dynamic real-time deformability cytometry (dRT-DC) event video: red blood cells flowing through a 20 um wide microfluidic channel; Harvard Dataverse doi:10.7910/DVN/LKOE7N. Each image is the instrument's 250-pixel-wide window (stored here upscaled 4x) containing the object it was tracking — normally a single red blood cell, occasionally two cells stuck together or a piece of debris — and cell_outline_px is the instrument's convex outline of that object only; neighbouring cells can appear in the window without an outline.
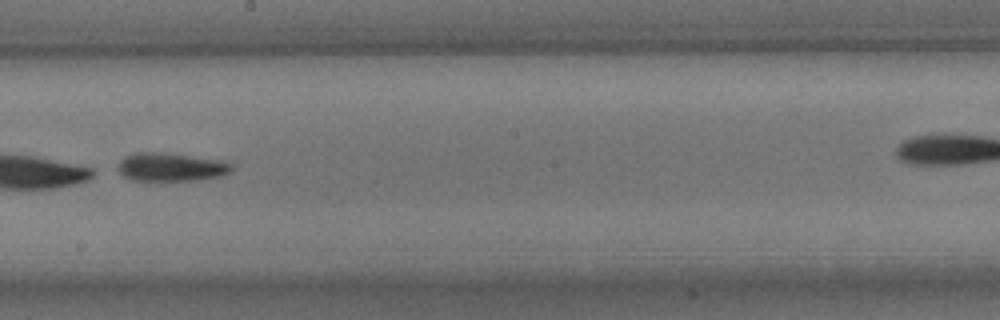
{"species": "common noctule bat (a hibernating species)", "species_latin": "Nyctalus noctula", "temperature_condition": "room temperature", "stored_images_in_passage": 43, "camera_frame_rate_fps": 3000, "um_per_image_px": 0.085, "animal": {"sex": "male", "body_mass_g": 15.6}, "frame": {"image": 1, "passage_image": 28, "time_ms": 9.0, "image_size_px": [1000, 320], "cell_outline_px": [[236, 168], [224, 176], [196, 180], [132, 180], [124, 176], [116, 168], [116, 164], [124, 156], [136, 152], [156, 152], [224, 160], [232, 164]], "centroid_in_image_um": [14.55, 14.2], "position_along_channel_um": 233.6, "area_um2": 19.02}}